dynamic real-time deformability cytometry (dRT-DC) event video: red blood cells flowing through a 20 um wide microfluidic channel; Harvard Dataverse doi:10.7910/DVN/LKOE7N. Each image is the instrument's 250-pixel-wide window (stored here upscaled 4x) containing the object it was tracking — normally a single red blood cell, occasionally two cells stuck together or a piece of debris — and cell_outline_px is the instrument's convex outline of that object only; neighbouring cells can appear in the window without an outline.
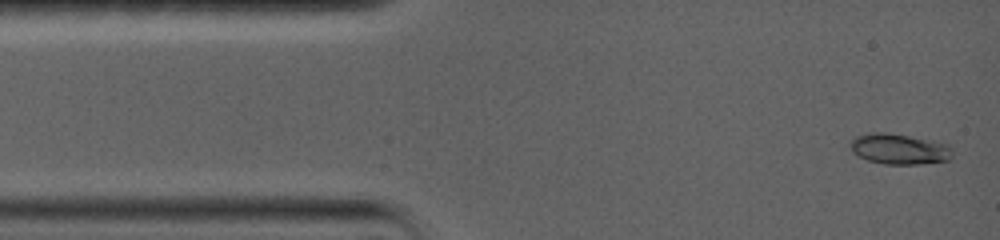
{"species": "common noctule bat (a hibernating species)", "species_latin": "Nyctalus noctula", "temperature_condition": "warm", "stored_images_in_passage": 38, "camera_frame_rate_fps": 5000, "um_per_image_px": 0.085, "animal": {"sex": "female", "body_mass_g": 19.0, "forearm_length_mm": 56.7}, "frame": {"image": 1, "passage_image": 1, "time_ms": 0.0, "image_size_px": [1000, 240], "cell_outline_px": [[952, 156], [948, 160], [916, 164], [884, 164], [868, 160], [852, 152], [848, 144], [856, 136], [872, 132], [888, 132], [932, 140], [948, 144], [952, 148]], "centroid_in_image_um": [76.43, 12.65], "position_along_channel_um": 8.6, "area_um2": 18.26}}
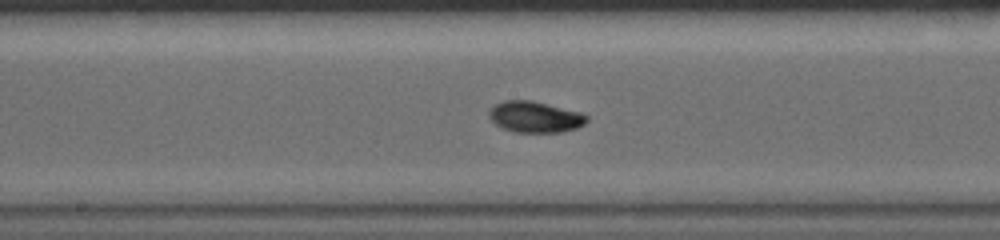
{"frame": {"image": 2, "passage_image": 13, "time_ms": 7.0, "image_size_px": [1000, 240], "cell_outline_px": [[588, 120], [584, 124], [576, 128], [560, 132], [516, 132], [504, 128], [496, 124], [488, 116], [488, 112], [496, 104], [504, 100], [532, 100], [580, 112], [588, 116]], "centroid_in_image_um": [45.48, 9.93], "position_along_channel_um": 202.7, "area_um2": 17.57}}
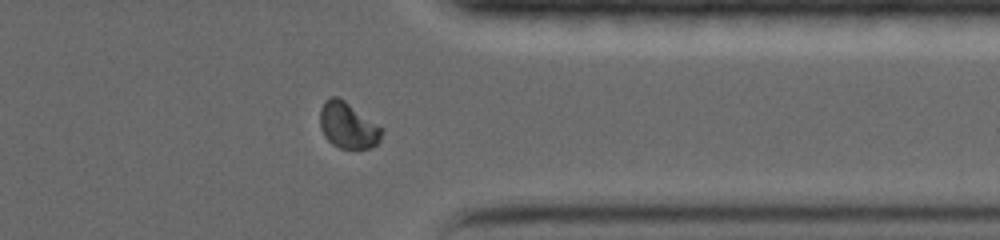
{"frame": {"image": 3, "passage_image": 25, "time_ms": 11.8, "image_size_px": [1000, 240], "cell_outline_px": [[384, 132], [380, 140], [372, 148], [340, 148], [332, 144], [324, 136], [320, 128], [320, 108], [324, 100], [332, 96], [336, 96], [344, 100], [384, 128]], "centroid_in_image_um": [29.58, 10.66], "position_along_channel_um": 381.8, "area_um2": 16.76}, "authors_computed_cell_mechanics": {"area_um2": 16.762, "velocity_mm_per_s": 3.7841, "shape_relaxation_time_tau1_ms": 5.9606, "shape_relaxation_time_tau2_ms": 1.6581, "deformation_change_tau1": 0.1947, "deformation_change_tau2": 0.0273}}